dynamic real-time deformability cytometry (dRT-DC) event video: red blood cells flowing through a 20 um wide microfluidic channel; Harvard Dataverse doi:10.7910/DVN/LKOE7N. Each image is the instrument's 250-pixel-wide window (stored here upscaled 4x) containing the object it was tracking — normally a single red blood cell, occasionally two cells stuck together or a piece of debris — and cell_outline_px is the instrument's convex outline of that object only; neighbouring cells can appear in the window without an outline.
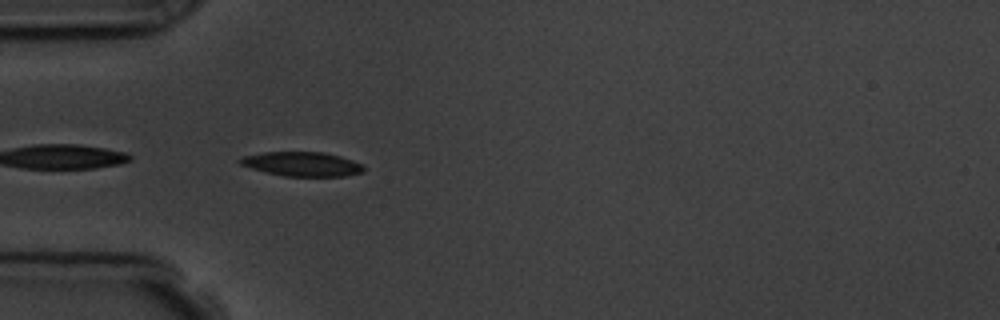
{"species": "common noctule bat (a hibernating species)", "species_latin": "Nyctalus noctula", "temperature_condition": "room temperature", "stored_images_in_passage": 1, "camera_frame_rate_fps": 3000, "um_per_image_px": 0.085, "animal": {"sex": "male", "body_mass_g": 19.5, "forearm_length_mm": 54.6}, "frame": {"image": 1, "passage_image": 1, "time_ms": 0.0, "image_size_px": [1000, 320], "cell_outline_px": [[364, 172], [348, 176], [284, 176], [252, 168], [240, 164], [236, 160], [240, 156], [264, 152], [324, 152], [340, 156], [364, 164]], "centroid_in_image_um": [25.69, 13.94], "position_along_channel_um": 59.3, "area_um2": 17.63}}